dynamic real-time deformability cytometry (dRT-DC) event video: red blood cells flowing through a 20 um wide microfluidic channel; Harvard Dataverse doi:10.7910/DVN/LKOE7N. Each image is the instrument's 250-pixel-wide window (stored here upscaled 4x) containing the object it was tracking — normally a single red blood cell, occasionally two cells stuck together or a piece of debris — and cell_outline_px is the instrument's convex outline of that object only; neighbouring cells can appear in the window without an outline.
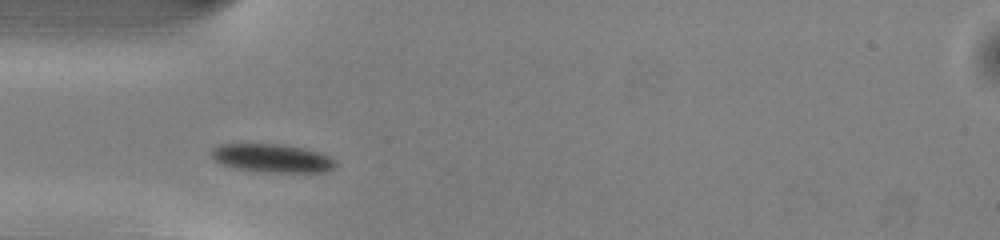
{"species": "common noctule bat (a hibernating species)", "species_latin": "Nyctalus noctula", "temperature_condition": "warm", "stored_images_in_passage": 37, "camera_frame_rate_fps": 3000, "um_per_image_px": 0.085, "animal": {"sex": "male", "body_mass_g": 13.0, "forearm_length_mm": 53.1}, "frame": {"image": 1, "passage_image": 1, "time_ms": 0.0, "image_size_px": [1000, 240], "cell_outline_px": [[336, 168], [328, 172], [268, 172], [236, 168], [220, 164], [208, 152], [212, 148], [220, 144], [284, 144], [304, 148], [320, 152], [336, 160]], "centroid_in_image_um": [23.16, 13.44], "position_along_channel_um": 61.8, "area_um2": 20.75}}
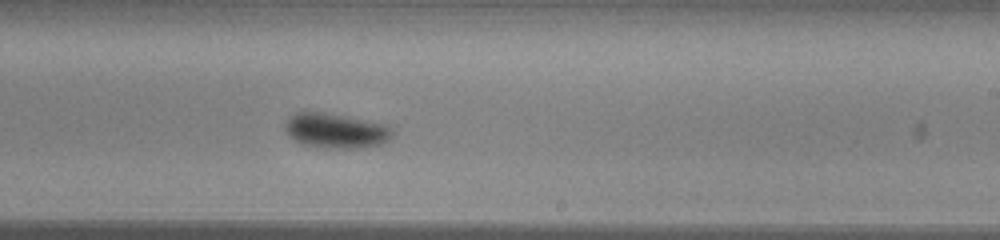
{"frame": {"image": 2, "passage_image": 16, "time_ms": 5.0, "image_size_px": [1000, 240], "cell_outline_px": [[396, 132], [384, 144], [364, 148], [324, 148], [304, 144], [292, 140], [288, 136], [284, 128], [284, 124], [288, 116], [304, 108], [348, 116], [388, 124], [396, 128]], "centroid_in_image_um": [28.55, 11.07], "position_along_channel_um": 260.5, "area_um2": 23.06}}
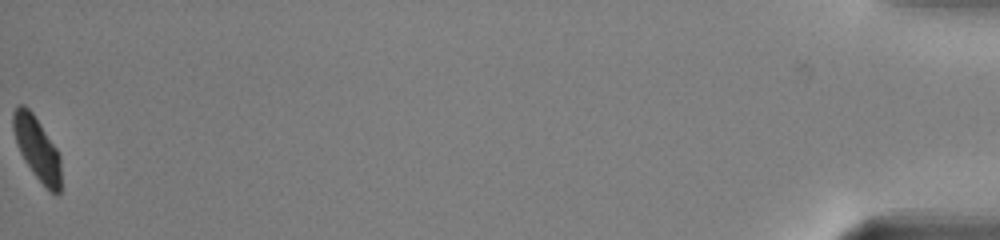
{"frame": {"image": 3, "passage_image": 37, "time_ms": 12.0, "image_size_px": [1000, 240], "cell_outline_px": [[60, 192], [56, 196], [32, 172], [24, 160], [16, 144], [12, 128], [12, 112], [20, 104], [24, 104], [32, 112], [56, 148], [60, 156]], "centroid_in_image_um": [3.12, 12.59], "position_along_channel_um": 432.1, "area_um2": 17.4}, "authors_computed_cell_mechanics": {"area_um2": 20.7502, "velocity_mm_per_s": 4.0032, "shape_relaxation_time_tau1_ms": 1.4684, "shape_relaxation_time_tau2_ms": null, "deformation_change_tau1": 0.1218, "deformation_change_tau2": null}}